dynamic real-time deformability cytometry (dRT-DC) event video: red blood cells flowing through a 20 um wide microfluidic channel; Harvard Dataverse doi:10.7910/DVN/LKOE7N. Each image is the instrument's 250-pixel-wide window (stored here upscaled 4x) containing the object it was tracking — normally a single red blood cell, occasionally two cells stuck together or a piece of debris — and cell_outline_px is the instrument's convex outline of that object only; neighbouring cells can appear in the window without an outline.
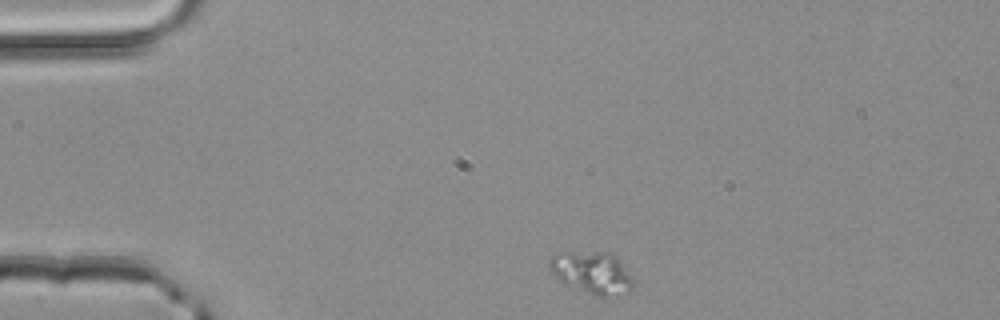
{"species": "common noctule bat (a hibernating species)", "species_latin": "Nyctalus noctula", "temperature_condition": "room temperature", "stored_images_in_passage": 2, "camera_frame_rate_fps": 3000, "um_per_image_px": 0.085, "animal": {"sex": "male", "body_mass_g": 20.4}, "frame": {"image": 1, "passage_image": 1, "time_ms": 0.0, "image_size_px": [1000, 320], "cell_outline_px": [[632, 292], [604, 296], [596, 296], [564, 284], [548, 268], [548, 260], [556, 252], [612, 252], [620, 260], [632, 276]], "centroid_in_image_um": [50.32, 23.16], "position_along_channel_um": 34.7, "area_um2": 20.75}}